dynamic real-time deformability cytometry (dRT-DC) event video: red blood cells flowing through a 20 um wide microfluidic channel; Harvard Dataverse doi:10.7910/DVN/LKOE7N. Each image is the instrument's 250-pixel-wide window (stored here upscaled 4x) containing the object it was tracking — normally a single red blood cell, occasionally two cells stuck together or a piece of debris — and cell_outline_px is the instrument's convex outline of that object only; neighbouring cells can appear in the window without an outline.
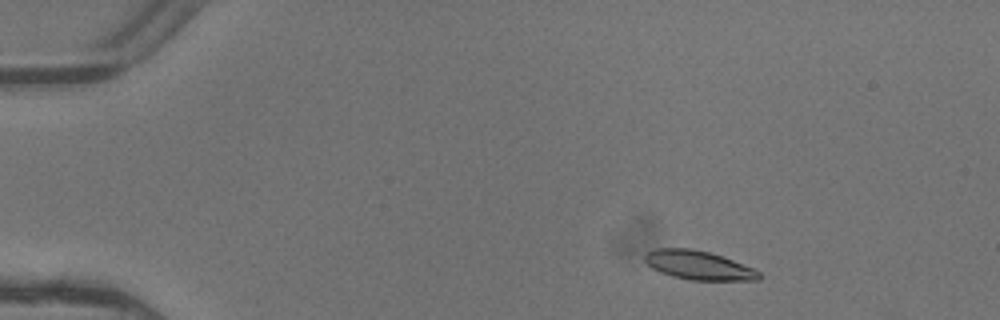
{"species": "common noctule bat (a hibernating species)", "species_latin": "Nyctalus noctula", "temperature_condition": "warm", "stored_images_in_passage": 5, "camera_frame_rate_fps": 3000, "um_per_image_px": 0.085, "animal": {"sex": "female"}, "frame": {"image": 1, "passage_image": 2, "time_ms": 0.333, "image_size_px": [1000, 320], "cell_outline_px": [[760, 280], [692, 280], [672, 276], [660, 272], [652, 268], [644, 260], [644, 256], [648, 252], [656, 248], [692, 248], [708, 252], [756, 268], [760, 272]], "centroid_in_image_um": [59.38, 22.55], "position_along_channel_um": 25.6, "area_um2": 19.19}}
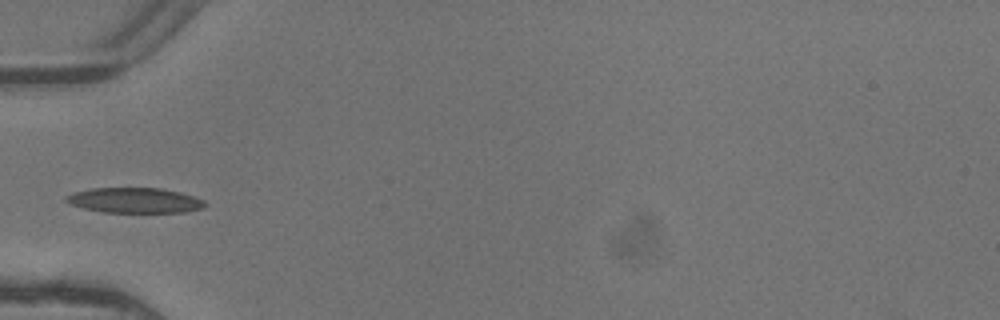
{"frame": {"image": 2, "passage_image": 5, "time_ms": 1.333, "image_size_px": [1000, 320], "cell_outline_px": [[208, 204], [204, 208], [184, 212], [104, 212], [84, 208], [72, 204], [64, 200], [72, 192], [92, 188], [160, 188], [180, 192], [204, 200]], "centroid_in_image_um": [11.48, 17.03], "position_along_channel_um": 73.5, "area_um2": 20.29}}